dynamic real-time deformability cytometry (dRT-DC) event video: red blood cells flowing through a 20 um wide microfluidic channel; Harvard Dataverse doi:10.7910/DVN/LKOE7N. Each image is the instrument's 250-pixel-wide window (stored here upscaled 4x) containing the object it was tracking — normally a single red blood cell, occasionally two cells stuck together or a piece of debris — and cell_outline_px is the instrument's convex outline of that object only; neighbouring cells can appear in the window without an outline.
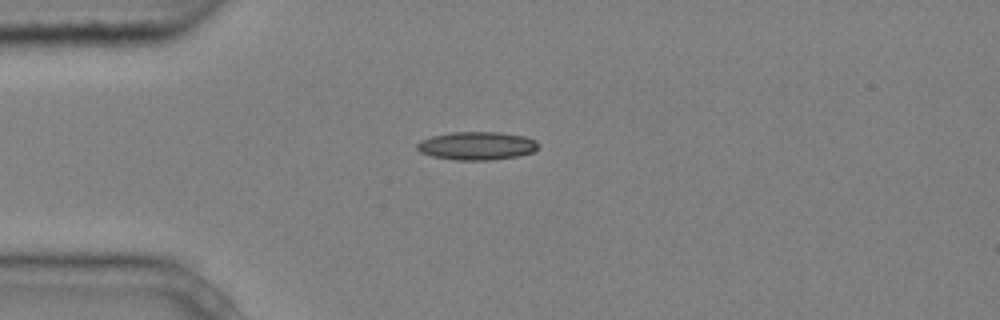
{"species": "common noctule bat (a hibernating species)", "species_latin": "Nyctalus noctula", "temperature_condition": "cold", "stored_images_in_passage": 10, "camera_frame_rate_fps": 3000, "um_per_image_px": 0.085, "animal": {"sex": "male", "body_mass_g": 20.4}, "frame": {"image": 1, "passage_image": 4, "time_ms": 1.0, "image_size_px": [1000, 320], "cell_outline_px": [[540, 148], [532, 152], [516, 156], [492, 160], [456, 160], [432, 156], [420, 152], [416, 148], [416, 144], [420, 140], [432, 136], [452, 132], [500, 132], [524, 136], [536, 140], [540, 144]], "centroid_in_image_um": [40.54, 12.39], "position_along_channel_um": 44.5, "area_um2": 20.06}}
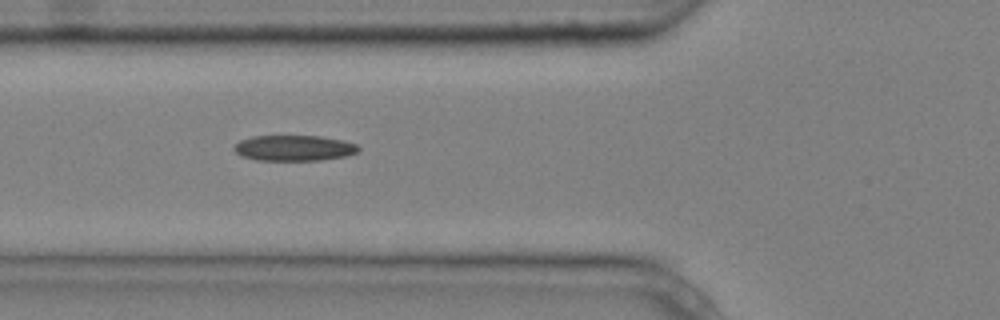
{"frame": {"image": 2, "passage_image": 6, "time_ms": 1.667, "image_size_px": [1000, 320], "cell_outline_px": [[360, 148], [356, 152], [344, 156], [320, 160], [256, 160], [240, 156], [232, 148], [240, 140], [252, 136], [320, 136], [344, 140], [356, 144]], "centroid_in_image_um": [24.96, 12.58], "position_along_channel_um": 100.8, "area_um2": 18.55}}
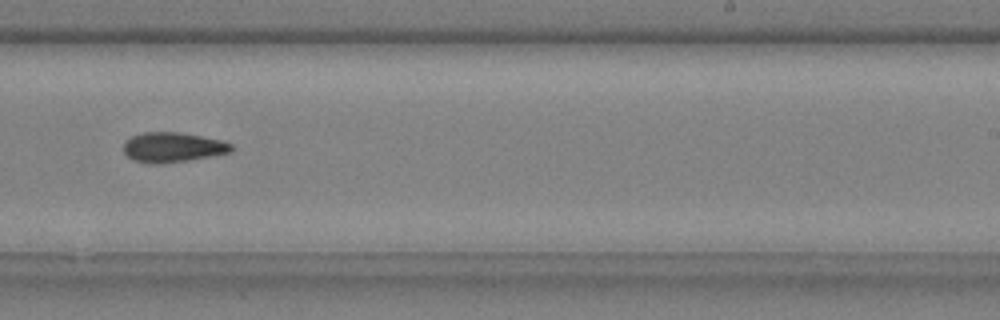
{"frame": {"image": 3, "passage_image": 10, "time_ms": 3.0, "image_size_px": [1000, 320], "cell_outline_px": [[236, 148], [232, 152], [216, 156], [160, 164], [148, 164], [132, 160], [124, 152], [124, 140], [132, 136], [144, 132], [180, 132], [220, 140], [232, 144]], "centroid_in_image_um": [14.7, 12.53], "position_along_channel_um": 274.3, "area_um2": 19.07}}